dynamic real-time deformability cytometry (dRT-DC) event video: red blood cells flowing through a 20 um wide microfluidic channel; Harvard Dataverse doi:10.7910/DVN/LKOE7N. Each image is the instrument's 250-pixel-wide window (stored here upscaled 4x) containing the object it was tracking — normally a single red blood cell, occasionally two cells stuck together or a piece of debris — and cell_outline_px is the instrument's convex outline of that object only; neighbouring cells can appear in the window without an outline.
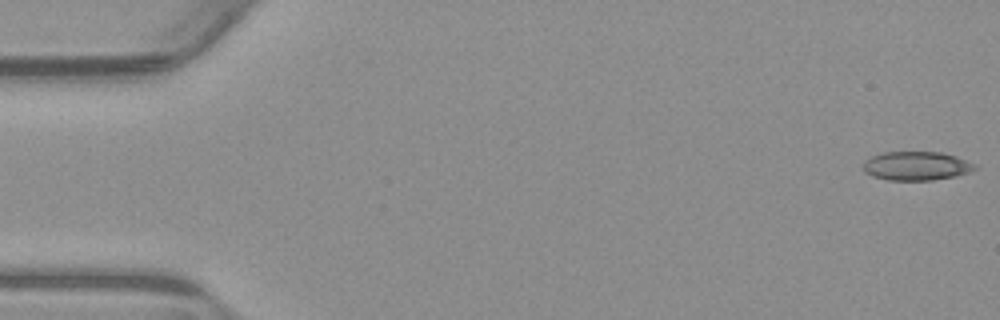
{"species": "common noctule bat (a hibernating species)", "species_latin": "Nyctalus noctula", "temperature_condition": "warm", "stored_images_in_passage": 54, "camera_frame_rate_fps": 3000, "um_per_image_px": 0.085, "animal": {"sex": "male", "body_mass_g": 23.1, "forearm_length_mm": 52.7}, "frame": {"image": 1, "passage_image": 1, "time_ms": 0.0, "image_size_px": [1000, 320], "cell_outline_px": [[980, 168], [968, 172], [952, 176], [932, 180], [888, 180], [872, 176], [864, 172], [864, 160], [872, 156], [884, 152], [944, 152], [956, 156], [976, 164]], "centroid_in_image_um": [77.9, 14.09], "position_along_channel_um": 7.1, "area_um2": 18.79}}
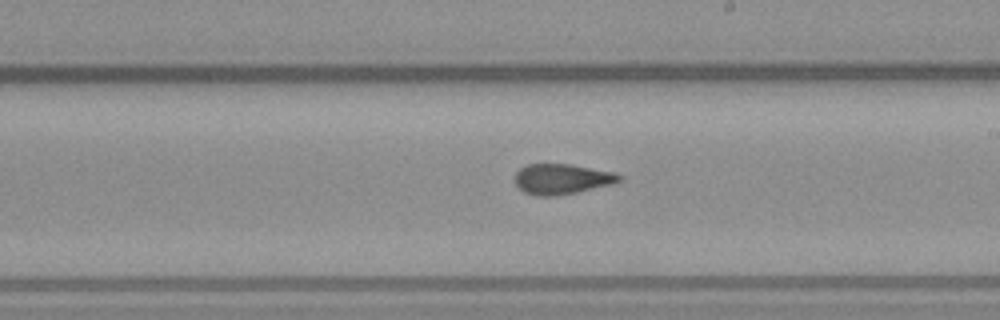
{"frame": {"image": 2, "passage_image": 31, "time_ms": 10.0, "image_size_px": [1000, 320], "cell_outline_px": [[624, 176], [620, 180], [612, 184], [576, 192], [556, 196], [536, 196], [524, 192], [512, 180], [516, 172], [520, 168], [528, 164], [572, 164], [616, 172]], "centroid_in_image_um": [47.75, 15.21], "position_along_channel_um": 241.2, "area_um2": 18.67}}
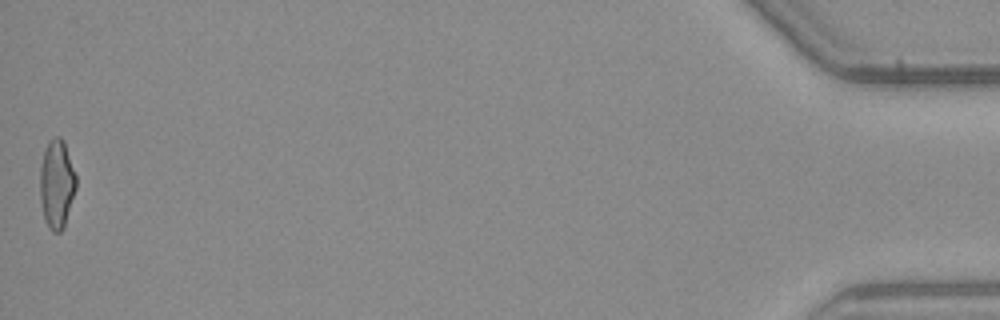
{"frame": {"image": 3, "passage_image": 54, "time_ms": 17.667, "image_size_px": [1000, 320], "cell_outline_px": [[76, 188], [64, 228], [60, 232], [52, 232], [48, 228], [44, 220], [40, 200], [40, 168], [44, 152], [48, 140], [56, 136], [60, 136], [64, 140], [76, 176]], "centroid_in_image_um": [4.81, 15.65], "position_along_channel_um": 430.4, "area_um2": 18.84}, "authors_computed_cell_mechanics": {"area_um2": 18.8428, "velocity_mm_per_s": 3.8426, "shape_relaxation_time_tau1_ms": null, "shape_relaxation_time_tau2_ms": 1.9902, "deformation_change_tau1": null, "deformation_change_tau2": 0.0914}}